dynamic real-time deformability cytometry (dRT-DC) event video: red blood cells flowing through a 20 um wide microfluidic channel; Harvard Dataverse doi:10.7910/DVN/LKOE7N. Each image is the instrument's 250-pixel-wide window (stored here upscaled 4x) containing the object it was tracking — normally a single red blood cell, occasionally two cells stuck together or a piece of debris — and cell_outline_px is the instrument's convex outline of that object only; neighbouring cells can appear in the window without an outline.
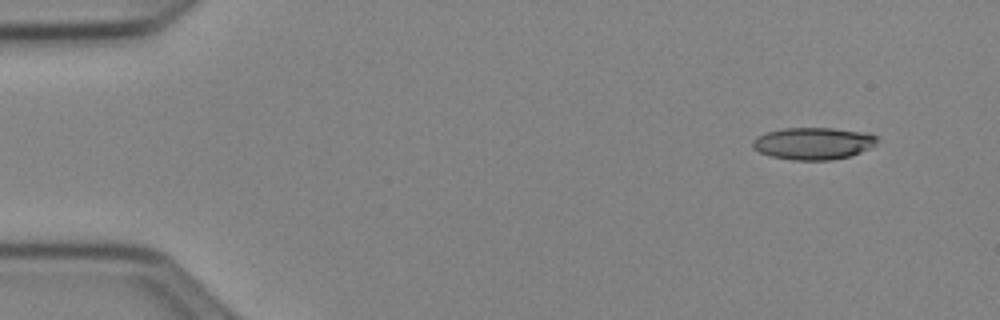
{"species": "Egyptian fruit bat (a non-hibernating species)", "species_latin": "Rousettus aegyptiacus", "temperature_condition": "cold", "stored_images_in_passage": 3, "camera_frame_rate_fps": 3000, "um_per_image_px": 0.085, "animal": {"sex": "female"}, "frame": {"image": 1, "passage_image": 1, "time_ms": 0.0, "image_size_px": [1000, 320], "cell_outline_px": [[880, 140], [876, 144], [860, 152], [848, 156], [832, 160], [792, 160], [768, 156], [752, 148], [752, 140], [756, 136], [768, 132], [784, 128], [832, 128], [860, 132], [876, 136]], "centroid_in_image_um": [69.08, 12.2], "position_along_channel_um": 15.9, "area_um2": 23.24}}